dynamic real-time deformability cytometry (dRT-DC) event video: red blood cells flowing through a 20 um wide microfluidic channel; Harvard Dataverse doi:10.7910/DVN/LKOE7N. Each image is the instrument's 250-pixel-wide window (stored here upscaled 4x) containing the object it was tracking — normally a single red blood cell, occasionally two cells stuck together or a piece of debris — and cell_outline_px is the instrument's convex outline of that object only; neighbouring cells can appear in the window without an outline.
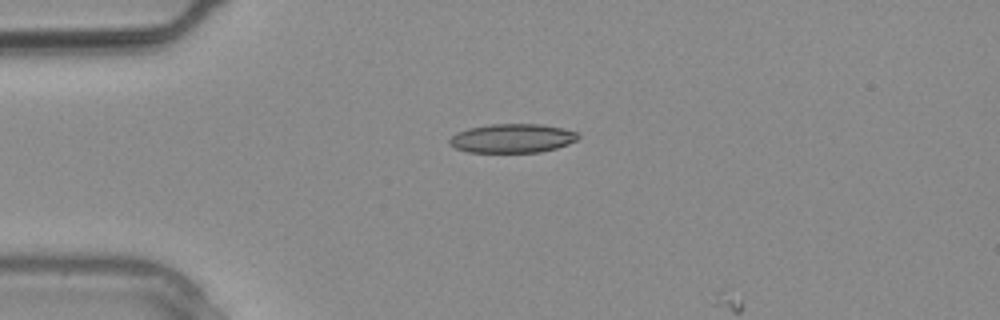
{"species": "common noctule bat (a hibernating species)", "species_latin": "Nyctalus noctula", "temperature_condition": "warm", "stored_images_in_passage": 1, "camera_frame_rate_fps": 3000, "um_per_image_px": 0.085, "animal": {"sex": "male", "body_mass_g": 20.4}, "frame": {"image": 1, "passage_image": 1, "time_ms": 0.0, "image_size_px": [1000, 320], "cell_outline_px": [[580, 136], [576, 140], [568, 144], [556, 148], [540, 152], [468, 152], [456, 148], [448, 144], [448, 140], [456, 132], [468, 128], [492, 124], [540, 124], [564, 128], [580, 132]], "centroid_in_image_um": [43.56, 11.75], "position_along_channel_um": 41.4, "area_um2": 21.85}}